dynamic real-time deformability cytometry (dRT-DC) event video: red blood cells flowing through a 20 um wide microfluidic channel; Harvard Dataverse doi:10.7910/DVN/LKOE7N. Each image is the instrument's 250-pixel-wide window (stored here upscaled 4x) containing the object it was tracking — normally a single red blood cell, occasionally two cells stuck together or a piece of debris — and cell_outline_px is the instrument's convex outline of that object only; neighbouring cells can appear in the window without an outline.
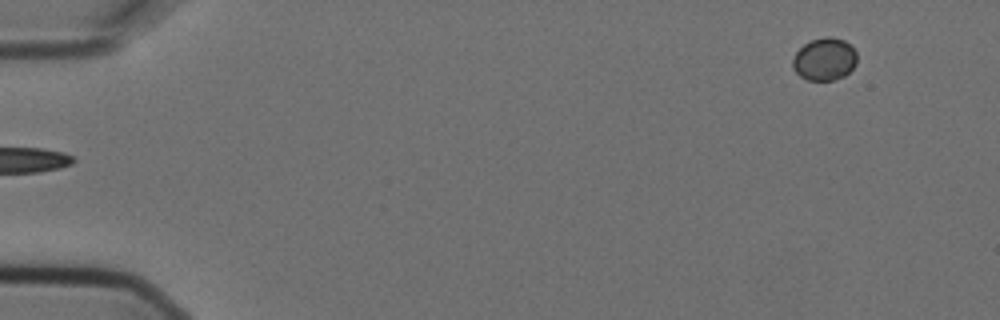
{"species": "Egyptian fruit bat (a non-hibernating species)", "species_latin": "Rousettus aegyptiacus", "temperature_condition": "cold", "stored_images_in_passage": 2, "camera_frame_rate_fps": 3000, "um_per_image_px": 0.085, "animal": {"sex": "female"}, "frame": {"image": 1, "passage_image": 2, "time_ms": 0.333, "image_size_px": [1000, 320], "cell_outline_px": [[856, 64], [844, 76], [832, 80], [808, 80], [800, 76], [792, 68], [792, 60], [796, 52], [804, 44], [812, 40], [824, 36], [832, 36], [844, 40], [856, 52]], "centroid_in_image_um": [70.06, 5.02], "position_along_channel_um": 14.9, "area_um2": 15.9}}